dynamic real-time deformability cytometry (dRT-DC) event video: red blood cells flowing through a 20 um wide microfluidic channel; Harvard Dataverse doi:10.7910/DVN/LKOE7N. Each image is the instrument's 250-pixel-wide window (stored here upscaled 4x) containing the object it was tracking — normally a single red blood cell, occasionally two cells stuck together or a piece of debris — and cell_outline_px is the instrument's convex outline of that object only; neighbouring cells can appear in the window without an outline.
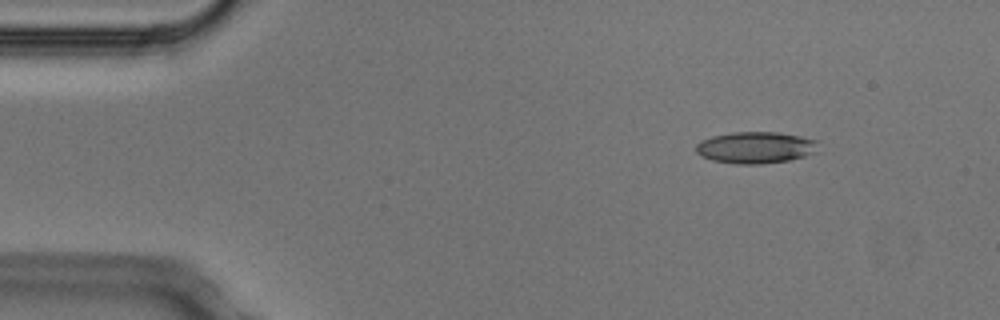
{"species": "Egyptian fruit bat (a non-hibernating species)", "species_latin": "Rousettus aegyptiacus", "temperature_condition": "cold", "stored_images_in_passage": 4, "camera_frame_rate_fps": 3000, "um_per_image_px": 0.085, "animal": {"sex": "male"}, "frame": {"image": 1, "passage_image": 1, "time_ms": 0.0, "image_size_px": [1000, 320], "cell_outline_px": [[816, 140], [812, 152], [804, 156], [788, 160], [760, 164], [736, 164], [712, 160], [700, 156], [696, 152], [696, 144], [700, 140], [712, 136], [732, 132], [780, 132], [800, 136]], "centroid_in_image_um": [64.12, 12.53], "position_along_channel_um": 20.9, "area_um2": 22.31}}
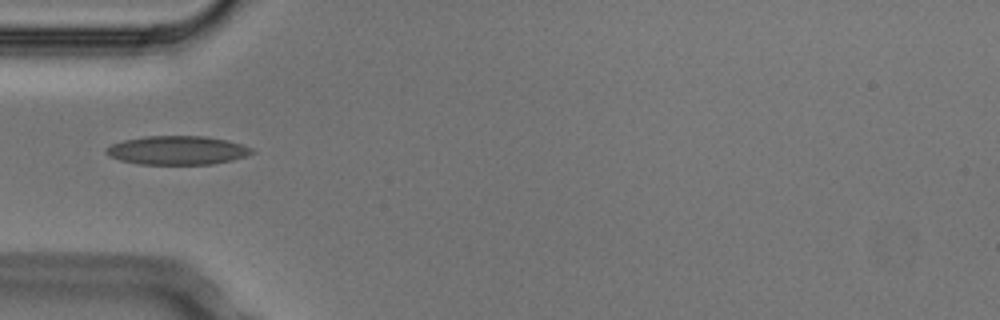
{"frame": {"image": 2, "passage_image": 4, "time_ms": 1.0, "image_size_px": [1000, 320], "cell_outline_px": [[256, 152], [232, 160], [212, 164], [140, 164], [120, 160], [108, 156], [104, 152], [104, 148], [112, 144], [124, 140], [144, 136], [204, 136], [228, 140], [252, 148]], "centroid_in_image_um": [15.04, 12.77], "position_along_channel_um": 70.0, "area_um2": 24.45}}